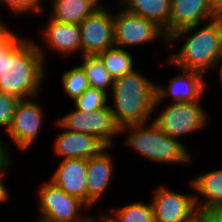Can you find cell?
<instances>
[{
  "mask_svg": "<svg viewBox=\"0 0 222 222\" xmlns=\"http://www.w3.org/2000/svg\"><path fill=\"white\" fill-rule=\"evenodd\" d=\"M121 135L127 134L123 144L138 155L154 163L155 123L126 125L121 128Z\"/></svg>",
  "mask_w": 222,
  "mask_h": 222,
  "instance_id": "obj_21",
  "label": "cell"
},
{
  "mask_svg": "<svg viewBox=\"0 0 222 222\" xmlns=\"http://www.w3.org/2000/svg\"><path fill=\"white\" fill-rule=\"evenodd\" d=\"M102 6L93 15L85 18L80 24L81 56L99 55L115 47L114 12Z\"/></svg>",
  "mask_w": 222,
  "mask_h": 222,
  "instance_id": "obj_10",
  "label": "cell"
},
{
  "mask_svg": "<svg viewBox=\"0 0 222 222\" xmlns=\"http://www.w3.org/2000/svg\"><path fill=\"white\" fill-rule=\"evenodd\" d=\"M222 222V202L217 203L213 208L210 209Z\"/></svg>",
  "mask_w": 222,
  "mask_h": 222,
  "instance_id": "obj_34",
  "label": "cell"
},
{
  "mask_svg": "<svg viewBox=\"0 0 222 222\" xmlns=\"http://www.w3.org/2000/svg\"><path fill=\"white\" fill-rule=\"evenodd\" d=\"M125 11L156 23L169 37L171 0H117Z\"/></svg>",
  "mask_w": 222,
  "mask_h": 222,
  "instance_id": "obj_19",
  "label": "cell"
},
{
  "mask_svg": "<svg viewBox=\"0 0 222 222\" xmlns=\"http://www.w3.org/2000/svg\"><path fill=\"white\" fill-rule=\"evenodd\" d=\"M217 17L220 19L221 23H222V11H220L218 14H217Z\"/></svg>",
  "mask_w": 222,
  "mask_h": 222,
  "instance_id": "obj_38",
  "label": "cell"
},
{
  "mask_svg": "<svg viewBox=\"0 0 222 222\" xmlns=\"http://www.w3.org/2000/svg\"><path fill=\"white\" fill-rule=\"evenodd\" d=\"M180 39L183 45L171 53L166 62L171 67L174 65L173 68L206 76L222 59V23L218 17L175 31L168 37V49Z\"/></svg>",
  "mask_w": 222,
  "mask_h": 222,
  "instance_id": "obj_2",
  "label": "cell"
},
{
  "mask_svg": "<svg viewBox=\"0 0 222 222\" xmlns=\"http://www.w3.org/2000/svg\"><path fill=\"white\" fill-rule=\"evenodd\" d=\"M37 216L39 222H89L95 214L78 198L68 195L63 189L48 180L38 189ZM90 214V215H89Z\"/></svg>",
  "mask_w": 222,
  "mask_h": 222,
  "instance_id": "obj_4",
  "label": "cell"
},
{
  "mask_svg": "<svg viewBox=\"0 0 222 222\" xmlns=\"http://www.w3.org/2000/svg\"><path fill=\"white\" fill-rule=\"evenodd\" d=\"M116 7L118 9L114 10L115 47L127 49L131 46H144L157 40L168 48V37L165 35L164 30L156 23L127 12L118 4Z\"/></svg>",
  "mask_w": 222,
  "mask_h": 222,
  "instance_id": "obj_6",
  "label": "cell"
},
{
  "mask_svg": "<svg viewBox=\"0 0 222 222\" xmlns=\"http://www.w3.org/2000/svg\"><path fill=\"white\" fill-rule=\"evenodd\" d=\"M100 212V216L106 222H154L151 201L149 204L142 200L133 203L131 201L128 205L126 204L120 208H111L108 215L103 209Z\"/></svg>",
  "mask_w": 222,
  "mask_h": 222,
  "instance_id": "obj_22",
  "label": "cell"
},
{
  "mask_svg": "<svg viewBox=\"0 0 222 222\" xmlns=\"http://www.w3.org/2000/svg\"><path fill=\"white\" fill-rule=\"evenodd\" d=\"M10 26L7 30L0 31V59L3 56V52L19 37Z\"/></svg>",
  "mask_w": 222,
  "mask_h": 222,
  "instance_id": "obj_30",
  "label": "cell"
},
{
  "mask_svg": "<svg viewBox=\"0 0 222 222\" xmlns=\"http://www.w3.org/2000/svg\"><path fill=\"white\" fill-rule=\"evenodd\" d=\"M0 7H1V5H0ZM2 16L3 15H1V12H0V31H2V30H7L9 27H7L6 25H5V23L2 21Z\"/></svg>",
  "mask_w": 222,
  "mask_h": 222,
  "instance_id": "obj_37",
  "label": "cell"
},
{
  "mask_svg": "<svg viewBox=\"0 0 222 222\" xmlns=\"http://www.w3.org/2000/svg\"><path fill=\"white\" fill-rule=\"evenodd\" d=\"M189 180L193 185L195 204L198 209H211L222 202V168L211 169Z\"/></svg>",
  "mask_w": 222,
  "mask_h": 222,
  "instance_id": "obj_18",
  "label": "cell"
},
{
  "mask_svg": "<svg viewBox=\"0 0 222 222\" xmlns=\"http://www.w3.org/2000/svg\"><path fill=\"white\" fill-rule=\"evenodd\" d=\"M188 186L193 194L175 192L164 184L153 189L154 222H192L197 207L191 180Z\"/></svg>",
  "mask_w": 222,
  "mask_h": 222,
  "instance_id": "obj_9",
  "label": "cell"
},
{
  "mask_svg": "<svg viewBox=\"0 0 222 222\" xmlns=\"http://www.w3.org/2000/svg\"><path fill=\"white\" fill-rule=\"evenodd\" d=\"M188 145L171 138L155 124L154 163L190 165L194 159Z\"/></svg>",
  "mask_w": 222,
  "mask_h": 222,
  "instance_id": "obj_17",
  "label": "cell"
},
{
  "mask_svg": "<svg viewBox=\"0 0 222 222\" xmlns=\"http://www.w3.org/2000/svg\"><path fill=\"white\" fill-rule=\"evenodd\" d=\"M11 148L0 138V162H13Z\"/></svg>",
  "mask_w": 222,
  "mask_h": 222,
  "instance_id": "obj_32",
  "label": "cell"
},
{
  "mask_svg": "<svg viewBox=\"0 0 222 222\" xmlns=\"http://www.w3.org/2000/svg\"><path fill=\"white\" fill-rule=\"evenodd\" d=\"M110 148L106 147L98 155L87 159V207L89 211L96 203H99L114 178L115 160L108 151Z\"/></svg>",
  "mask_w": 222,
  "mask_h": 222,
  "instance_id": "obj_14",
  "label": "cell"
},
{
  "mask_svg": "<svg viewBox=\"0 0 222 222\" xmlns=\"http://www.w3.org/2000/svg\"><path fill=\"white\" fill-rule=\"evenodd\" d=\"M73 109L57 117L56 121L64 129L93 135L106 147H112L115 143L114 138L121 135V127L116 123L109 105L94 112L79 110L76 107Z\"/></svg>",
  "mask_w": 222,
  "mask_h": 222,
  "instance_id": "obj_7",
  "label": "cell"
},
{
  "mask_svg": "<svg viewBox=\"0 0 222 222\" xmlns=\"http://www.w3.org/2000/svg\"><path fill=\"white\" fill-rule=\"evenodd\" d=\"M63 92L71 100H76L89 87L85 71L80 65L65 70L61 76Z\"/></svg>",
  "mask_w": 222,
  "mask_h": 222,
  "instance_id": "obj_25",
  "label": "cell"
},
{
  "mask_svg": "<svg viewBox=\"0 0 222 222\" xmlns=\"http://www.w3.org/2000/svg\"><path fill=\"white\" fill-rule=\"evenodd\" d=\"M217 17L208 0H171L169 36L180 29Z\"/></svg>",
  "mask_w": 222,
  "mask_h": 222,
  "instance_id": "obj_16",
  "label": "cell"
},
{
  "mask_svg": "<svg viewBox=\"0 0 222 222\" xmlns=\"http://www.w3.org/2000/svg\"><path fill=\"white\" fill-rule=\"evenodd\" d=\"M50 181L87 206V159L60 160Z\"/></svg>",
  "mask_w": 222,
  "mask_h": 222,
  "instance_id": "obj_15",
  "label": "cell"
},
{
  "mask_svg": "<svg viewBox=\"0 0 222 222\" xmlns=\"http://www.w3.org/2000/svg\"><path fill=\"white\" fill-rule=\"evenodd\" d=\"M19 100L15 96L0 91V127H5L6 132L10 127L14 110Z\"/></svg>",
  "mask_w": 222,
  "mask_h": 222,
  "instance_id": "obj_28",
  "label": "cell"
},
{
  "mask_svg": "<svg viewBox=\"0 0 222 222\" xmlns=\"http://www.w3.org/2000/svg\"><path fill=\"white\" fill-rule=\"evenodd\" d=\"M217 68H218V72L217 73H219V79H220V84H222V59L216 64V66L214 67V69L213 70H217Z\"/></svg>",
  "mask_w": 222,
  "mask_h": 222,
  "instance_id": "obj_35",
  "label": "cell"
},
{
  "mask_svg": "<svg viewBox=\"0 0 222 222\" xmlns=\"http://www.w3.org/2000/svg\"><path fill=\"white\" fill-rule=\"evenodd\" d=\"M202 99L194 102L167 103L152 121L171 138L181 139L206 129L209 112Z\"/></svg>",
  "mask_w": 222,
  "mask_h": 222,
  "instance_id": "obj_5",
  "label": "cell"
},
{
  "mask_svg": "<svg viewBox=\"0 0 222 222\" xmlns=\"http://www.w3.org/2000/svg\"><path fill=\"white\" fill-rule=\"evenodd\" d=\"M44 0H0V5L10 10L13 16H23L26 14H41L44 11ZM23 14V15H22Z\"/></svg>",
  "mask_w": 222,
  "mask_h": 222,
  "instance_id": "obj_27",
  "label": "cell"
},
{
  "mask_svg": "<svg viewBox=\"0 0 222 222\" xmlns=\"http://www.w3.org/2000/svg\"><path fill=\"white\" fill-rule=\"evenodd\" d=\"M45 65L36 41L19 36L0 59V91L20 100L37 99L47 75Z\"/></svg>",
  "mask_w": 222,
  "mask_h": 222,
  "instance_id": "obj_1",
  "label": "cell"
},
{
  "mask_svg": "<svg viewBox=\"0 0 222 222\" xmlns=\"http://www.w3.org/2000/svg\"><path fill=\"white\" fill-rule=\"evenodd\" d=\"M89 222H106L101 216L99 215H95Z\"/></svg>",
  "mask_w": 222,
  "mask_h": 222,
  "instance_id": "obj_36",
  "label": "cell"
},
{
  "mask_svg": "<svg viewBox=\"0 0 222 222\" xmlns=\"http://www.w3.org/2000/svg\"><path fill=\"white\" fill-rule=\"evenodd\" d=\"M177 69L181 73L171 77L168 86L156 83V100L153 112L159 109L158 105L160 106L164 99L166 101L171 98L170 103L194 102L203 99L205 90L208 89L207 79L204 80L207 76L197 71Z\"/></svg>",
  "mask_w": 222,
  "mask_h": 222,
  "instance_id": "obj_12",
  "label": "cell"
},
{
  "mask_svg": "<svg viewBox=\"0 0 222 222\" xmlns=\"http://www.w3.org/2000/svg\"><path fill=\"white\" fill-rule=\"evenodd\" d=\"M108 94L96 88L88 87L80 97L73 101L74 107L79 110L94 112L109 104Z\"/></svg>",
  "mask_w": 222,
  "mask_h": 222,
  "instance_id": "obj_26",
  "label": "cell"
},
{
  "mask_svg": "<svg viewBox=\"0 0 222 222\" xmlns=\"http://www.w3.org/2000/svg\"><path fill=\"white\" fill-rule=\"evenodd\" d=\"M192 222H221L210 209L196 210Z\"/></svg>",
  "mask_w": 222,
  "mask_h": 222,
  "instance_id": "obj_31",
  "label": "cell"
},
{
  "mask_svg": "<svg viewBox=\"0 0 222 222\" xmlns=\"http://www.w3.org/2000/svg\"><path fill=\"white\" fill-rule=\"evenodd\" d=\"M81 59L80 66L85 71L89 87L100 89L109 95L108 91L111 92L114 79L101 58L98 55H83Z\"/></svg>",
  "mask_w": 222,
  "mask_h": 222,
  "instance_id": "obj_23",
  "label": "cell"
},
{
  "mask_svg": "<svg viewBox=\"0 0 222 222\" xmlns=\"http://www.w3.org/2000/svg\"><path fill=\"white\" fill-rule=\"evenodd\" d=\"M46 23L43 25L44 27L40 28L41 34H39L44 44L41 42L39 45L38 41L36 42L37 49L45 64L48 61L46 47L48 50L50 48L53 54L54 52H56L55 54L59 53L58 55L64 58L81 53V29L78 24L64 23L50 17Z\"/></svg>",
  "mask_w": 222,
  "mask_h": 222,
  "instance_id": "obj_11",
  "label": "cell"
},
{
  "mask_svg": "<svg viewBox=\"0 0 222 222\" xmlns=\"http://www.w3.org/2000/svg\"><path fill=\"white\" fill-rule=\"evenodd\" d=\"M14 162H0V203H4L5 201H9L11 195H10V190L5 184L6 182L4 181L6 174H8V170L14 166Z\"/></svg>",
  "mask_w": 222,
  "mask_h": 222,
  "instance_id": "obj_29",
  "label": "cell"
},
{
  "mask_svg": "<svg viewBox=\"0 0 222 222\" xmlns=\"http://www.w3.org/2000/svg\"><path fill=\"white\" fill-rule=\"evenodd\" d=\"M102 0H51L50 18L71 24H80L100 9Z\"/></svg>",
  "mask_w": 222,
  "mask_h": 222,
  "instance_id": "obj_20",
  "label": "cell"
},
{
  "mask_svg": "<svg viewBox=\"0 0 222 222\" xmlns=\"http://www.w3.org/2000/svg\"><path fill=\"white\" fill-rule=\"evenodd\" d=\"M213 10L218 14L222 11V0H208Z\"/></svg>",
  "mask_w": 222,
  "mask_h": 222,
  "instance_id": "obj_33",
  "label": "cell"
},
{
  "mask_svg": "<svg viewBox=\"0 0 222 222\" xmlns=\"http://www.w3.org/2000/svg\"><path fill=\"white\" fill-rule=\"evenodd\" d=\"M45 107L35 98L19 100L7 131L18 150L28 151L43 129ZM41 129V130H40Z\"/></svg>",
  "mask_w": 222,
  "mask_h": 222,
  "instance_id": "obj_8",
  "label": "cell"
},
{
  "mask_svg": "<svg viewBox=\"0 0 222 222\" xmlns=\"http://www.w3.org/2000/svg\"><path fill=\"white\" fill-rule=\"evenodd\" d=\"M54 126L59 130L56 134L52 149L54 158L61 160L80 158L89 159L98 155L106 146L95 136L64 129L54 120Z\"/></svg>",
  "mask_w": 222,
  "mask_h": 222,
  "instance_id": "obj_13",
  "label": "cell"
},
{
  "mask_svg": "<svg viewBox=\"0 0 222 222\" xmlns=\"http://www.w3.org/2000/svg\"><path fill=\"white\" fill-rule=\"evenodd\" d=\"M108 99L116 123L122 128L126 125L144 124L152 121L156 100V82L150 80L139 70L114 79ZM112 97V98H111Z\"/></svg>",
  "mask_w": 222,
  "mask_h": 222,
  "instance_id": "obj_3",
  "label": "cell"
},
{
  "mask_svg": "<svg viewBox=\"0 0 222 222\" xmlns=\"http://www.w3.org/2000/svg\"><path fill=\"white\" fill-rule=\"evenodd\" d=\"M113 79L120 78L135 68V59L127 49L113 47L98 55Z\"/></svg>",
  "mask_w": 222,
  "mask_h": 222,
  "instance_id": "obj_24",
  "label": "cell"
}]
</instances>
